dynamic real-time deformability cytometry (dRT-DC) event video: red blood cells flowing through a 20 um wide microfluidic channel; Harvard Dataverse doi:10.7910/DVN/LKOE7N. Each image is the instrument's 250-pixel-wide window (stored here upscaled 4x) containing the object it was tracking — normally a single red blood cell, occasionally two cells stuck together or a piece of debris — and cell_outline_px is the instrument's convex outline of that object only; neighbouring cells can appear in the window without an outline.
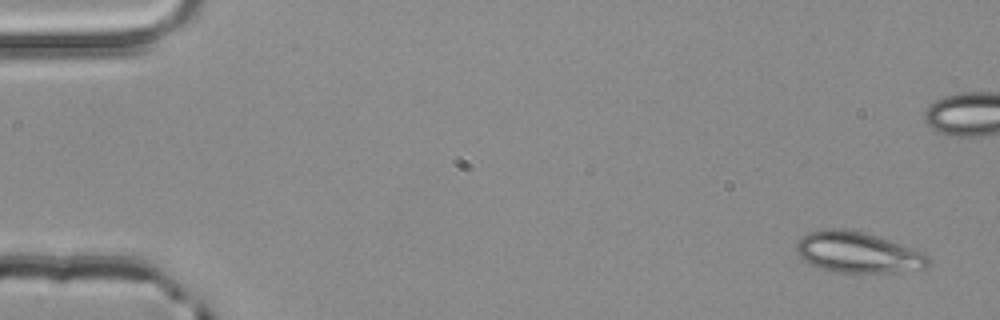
{"species": "common noctule bat (a hibernating species)", "species_latin": "Nyctalus noctula", "temperature_condition": "room temperature", "stored_images_in_passage": 5, "camera_frame_rate_fps": 3000, "um_per_image_px": 0.085, "animal": {"sex": "male", "body_mass_g": 20.4}, "frame": {"image": 1, "passage_image": 1, "time_ms": 0.0, "image_size_px": [1000, 320], "cell_outline_px": [[928, 268], [900, 272], [836, 272], [812, 264], [804, 260], [796, 252], [796, 244], [800, 236], [808, 232], [820, 228], [844, 228], [864, 232], [924, 252], [928, 256]], "centroid_in_image_um": [72.9, 21.43], "position_along_channel_um": 12.1, "area_um2": 31.39}}